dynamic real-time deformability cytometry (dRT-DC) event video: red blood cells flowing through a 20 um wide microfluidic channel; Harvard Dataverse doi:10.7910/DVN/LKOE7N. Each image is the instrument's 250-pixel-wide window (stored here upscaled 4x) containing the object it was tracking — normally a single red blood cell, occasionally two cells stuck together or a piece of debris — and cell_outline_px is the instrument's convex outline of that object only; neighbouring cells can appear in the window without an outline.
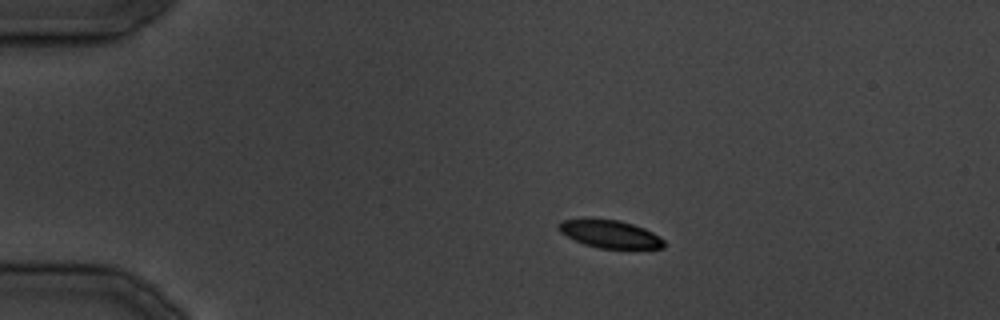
{"species": "common noctule bat (a hibernating species)", "species_latin": "Nyctalus noctula", "temperature_condition": "cold", "stored_images_in_passage": 7, "camera_frame_rate_fps": 3000, "um_per_image_px": 0.085, "animal": {"sex": "male", "body_mass_g": 19.5, "forearm_length_mm": 54.6}, "frame": {"image": 1, "passage_image": 1, "time_ms": 0.0, "image_size_px": [1000, 320], "cell_outline_px": [[664, 248], [600, 248], [584, 244], [560, 232], [556, 228], [560, 220], [584, 216], [620, 220], [644, 228], [660, 236], [664, 240]], "centroid_in_image_um": [51.77, 19.84], "position_along_channel_um": 33.2, "area_um2": 17.51}}